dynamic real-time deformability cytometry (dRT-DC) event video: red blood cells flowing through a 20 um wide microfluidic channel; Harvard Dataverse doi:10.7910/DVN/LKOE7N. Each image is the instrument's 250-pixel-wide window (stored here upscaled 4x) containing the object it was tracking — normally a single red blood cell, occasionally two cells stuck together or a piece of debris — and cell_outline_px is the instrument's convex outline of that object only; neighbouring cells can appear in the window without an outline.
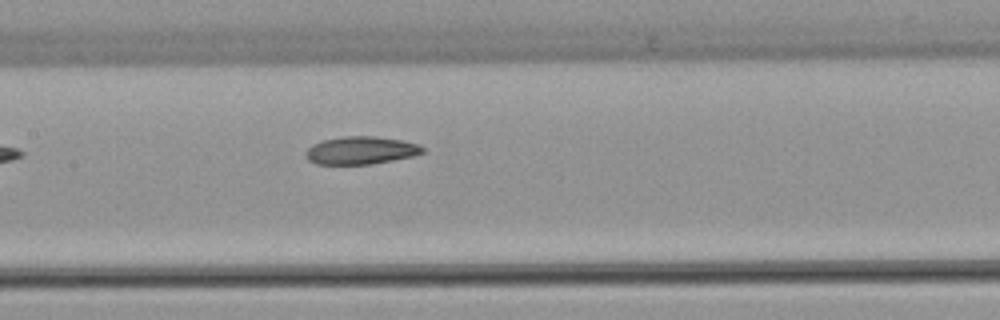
{"species": "common noctule bat (a hibernating species)", "species_latin": "Nyctalus noctula", "temperature_condition": "warm", "stored_images_in_passage": 6, "camera_frame_rate_fps": 3000, "um_per_image_px": 0.085, "animal": {"sex": "female", "body_mass_g": 22.7, "forearm_length_mm": 54.2}, "frame": {"image": 1, "passage_image": 6, "time_ms": 6.0, "image_size_px": [1000, 320], "cell_outline_px": [[424, 152], [412, 156], [372, 164], [316, 164], [308, 160], [308, 148], [312, 144], [324, 140], [344, 136], [376, 136], [400, 140], [416, 144], [424, 148]], "centroid_in_image_um": [30.68, 12.78], "position_along_channel_um": 176.7, "area_um2": 18.61}}